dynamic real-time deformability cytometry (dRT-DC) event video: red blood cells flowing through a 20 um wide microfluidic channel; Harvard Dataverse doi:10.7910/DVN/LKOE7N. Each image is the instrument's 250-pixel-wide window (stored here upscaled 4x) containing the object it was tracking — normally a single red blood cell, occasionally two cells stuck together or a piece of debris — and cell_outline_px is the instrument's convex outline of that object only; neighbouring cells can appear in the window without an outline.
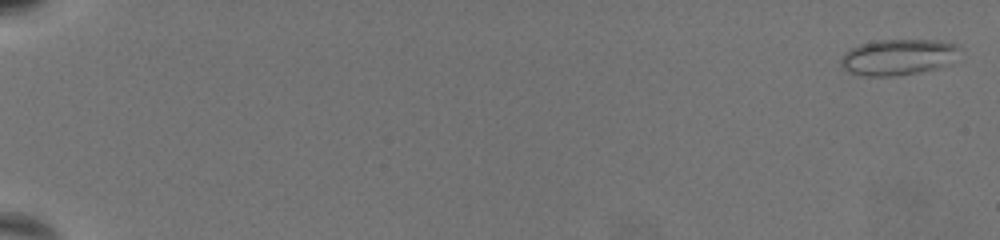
{"species": "common noctule bat (a hibernating species)", "species_latin": "Nyctalus noctula", "temperature_condition": "warm", "stored_images_in_passage": 58, "camera_frame_rate_fps": 3000, "um_per_image_px": 0.085, "animal": {"sex": "female", "body_mass_g": 19.5, "forearm_length_mm": 54.1}, "frame": {"image": 1, "passage_image": 1, "time_ms": 0.0, "image_size_px": [1000, 240], "cell_outline_px": [[960, 48], [944, 64], [936, 68], [916, 72], [892, 76], [860, 76], [848, 72], [840, 64], [840, 60], [844, 52], [860, 44], [880, 40], [936, 40], [956, 44]], "centroid_in_image_um": [76.22, 4.85], "position_along_channel_um": 8.8, "area_um2": 24.33}}
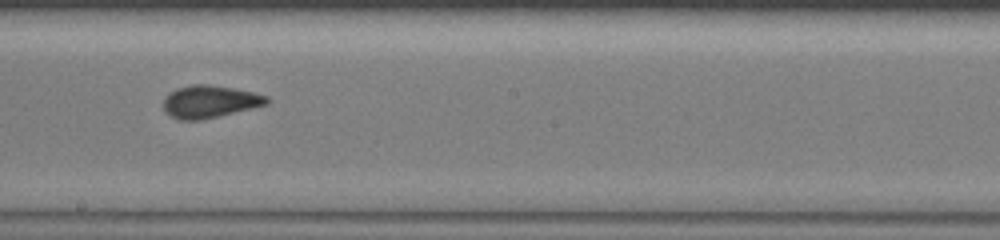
{"frame": {"image": 2, "passage_image": 36, "time_ms": 11.667, "image_size_px": [1000, 240], "cell_outline_px": [[272, 100], [268, 104], [252, 108], [200, 120], [176, 120], [164, 112], [164, 100], [168, 92], [176, 88], [192, 84], [208, 84], [232, 88], [252, 92], [268, 96]], "centroid_in_image_um": [17.81, 8.64], "position_along_channel_um": 230.4, "area_um2": 19.65}}
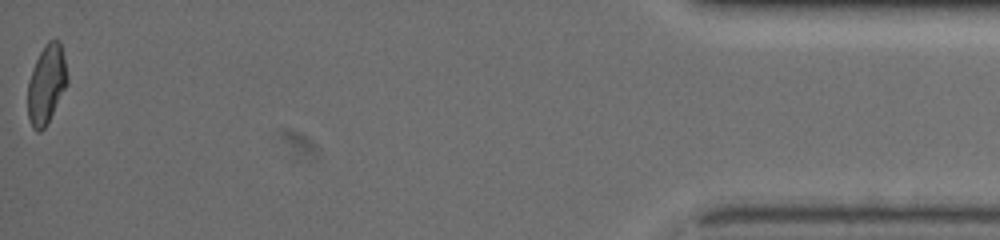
{"frame": {"image": 3, "passage_image": 58, "time_ms": 19.0, "image_size_px": [1000, 240], "cell_outline_px": [[68, 84], [44, 128], [40, 132], [36, 132], [32, 128], [28, 116], [28, 80], [32, 68], [44, 44], [48, 40], [60, 40], [68, 76]], "centroid_in_image_um": [3.94, 7.15], "position_along_channel_um": 431.3, "area_um2": 18.21}, "authors_computed_cell_mechanics": {"area_um2": 19.4208, "velocity_mm_per_s": 3.2444, "shape_relaxation_time_tau1_ms": 3.7823, "shape_relaxation_time_tau2_ms": 0.9831, "deformation_change_tau1": 0.1396, "deformation_change_tau2": 0.083}}